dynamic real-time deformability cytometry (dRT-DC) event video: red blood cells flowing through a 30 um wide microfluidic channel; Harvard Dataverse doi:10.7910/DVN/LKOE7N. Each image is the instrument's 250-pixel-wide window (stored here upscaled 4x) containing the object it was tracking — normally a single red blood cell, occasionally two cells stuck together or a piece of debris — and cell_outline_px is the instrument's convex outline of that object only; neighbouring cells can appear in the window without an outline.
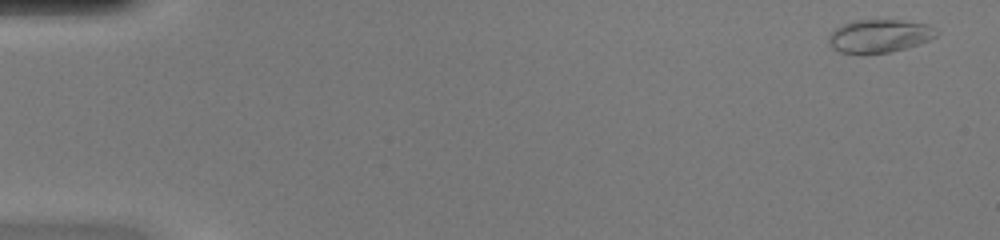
{"species": "common noctule bat (a hibernating species)", "species_latin": "Nyctalus noctula", "temperature_condition": "warm", "stored_images_in_passage": 49, "camera_frame_rate_fps": 3000, "um_per_image_px": 0.085, "animal": {"sex": "female", "body_mass_g": 20.0, "forearm_length_mm": 54.0}, "frame": {"image": 1, "passage_image": 2, "time_ms": 0.333, "image_size_px": [1000, 240], "cell_outline_px": [[940, 32], [936, 36], [928, 40], [892, 52], [860, 56], [840, 52], [832, 48], [828, 44], [828, 36], [836, 28], [844, 24], [856, 20], [900, 20], [928, 24], [936, 28]], "centroid_in_image_um": [74.72, 3.09], "position_along_channel_um": 10.3, "area_um2": 21.21}}
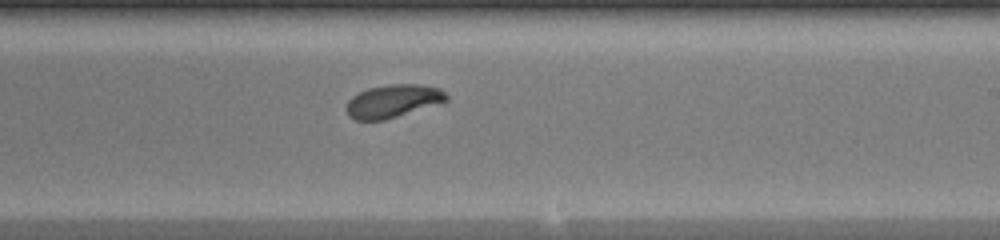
{"frame": {"image": 2, "passage_image": 30, "time_ms": 9.667, "image_size_px": [1000, 240], "cell_outline_px": [[448, 100], [384, 120], [356, 120], [348, 116], [344, 108], [348, 100], [352, 96], [368, 88], [392, 84], [420, 84], [440, 88], [448, 96]], "centroid_in_image_um": [33.35, 8.59], "position_along_channel_um": 255.6, "area_um2": 19.07}}
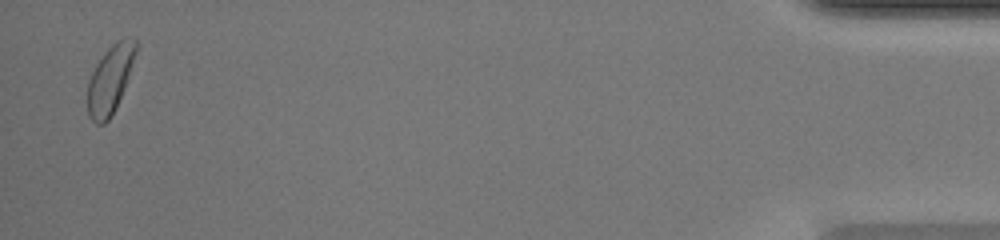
{"frame": {"image": 3, "passage_image": 48, "time_ms": 15.667, "image_size_px": [1000, 240], "cell_outline_px": [[140, 44], [124, 88], [116, 108], [108, 120], [104, 124], [96, 124], [88, 116], [88, 80], [96, 64], [108, 48], [112, 44], [120, 40], [132, 36], [136, 36]], "centroid_in_image_um": [9.4, 6.7], "position_along_channel_um": 425.8, "area_um2": 19.25}, "authors_computed_cell_mechanics": {"area_um2": 19.7098, "velocity_mm_per_s": 4.2336, "shape_relaxation_time_tau1_ms": 2.2825, "shape_relaxation_time_tau2_ms": null, "deformation_change_tau1": 0.1042, "deformation_change_tau2": null}}